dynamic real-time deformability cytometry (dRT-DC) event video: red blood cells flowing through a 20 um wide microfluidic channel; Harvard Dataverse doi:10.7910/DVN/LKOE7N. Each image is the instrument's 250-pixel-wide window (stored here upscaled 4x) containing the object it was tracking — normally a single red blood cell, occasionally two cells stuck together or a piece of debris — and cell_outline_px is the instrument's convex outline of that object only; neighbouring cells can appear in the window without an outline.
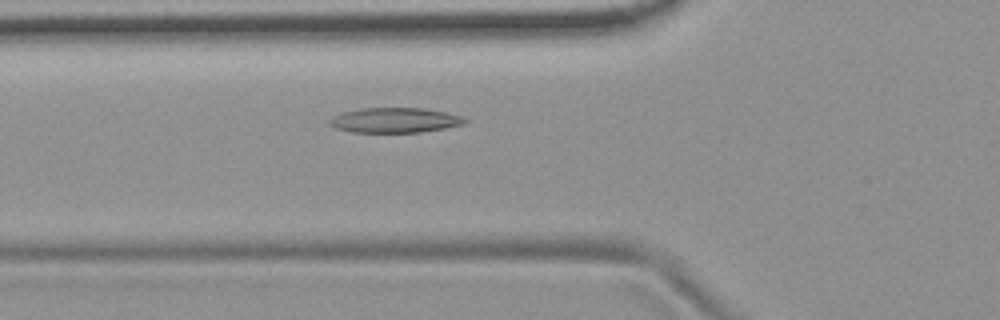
{"species": "common noctule bat (a hibernating species)", "species_latin": "Nyctalus noctula", "temperature_condition": "room temperature", "stored_images_in_passage": 42, "camera_frame_rate_fps": 3000, "um_per_image_px": 0.085, "animal": {"sex": "female", "body_mass_g": 19.9}, "frame": {"image": 1, "passage_image": 7, "time_ms": 2.0, "image_size_px": [1000, 320], "cell_outline_px": [[468, 120], [464, 124], [444, 128], [420, 132], [352, 132], [336, 128], [328, 124], [328, 120], [332, 116], [344, 112], [360, 108], [424, 108], [448, 112], [460, 116]], "centroid_in_image_um": [33.55, 10.21], "position_along_channel_um": 92.3, "area_um2": 19.71}}
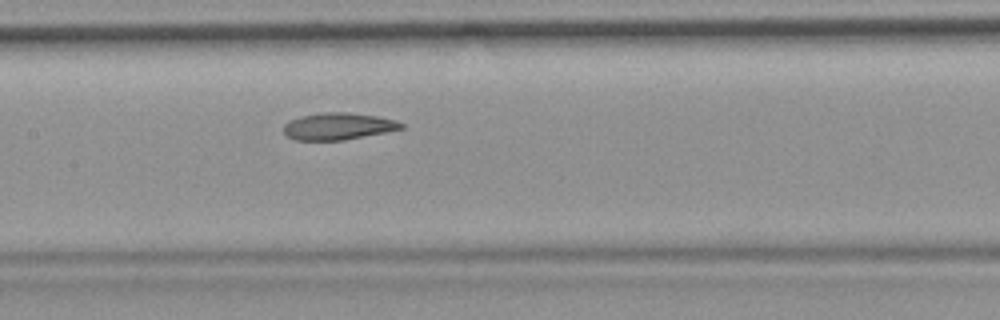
{"frame": {"image": 2, "passage_image": 14, "time_ms": 4.333, "image_size_px": [1000, 320], "cell_outline_px": [[404, 128], [384, 132], [340, 140], [296, 140], [288, 136], [284, 132], [284, 124], [300, 116], [320, 112], [348, 112], [380, 116], [396, 120], [404, 124]], "centroid_in_image_um": [28.76, 10.71], "position_along_channel_um": 178.6, "area_um2": 18.32}}
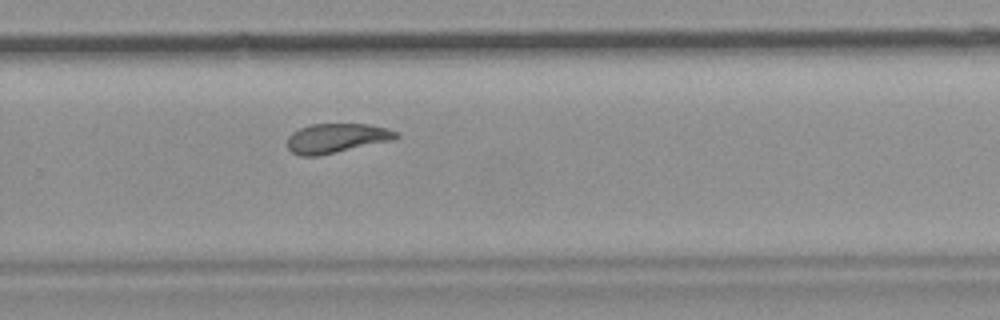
{"frame": {"image": 3, "passage_image": 24, "time_ms": 7.667, "image_size_px": [1000, 320], "cell_outline_px": [[400, 136], [392, 140], [320, 156], [300, 156], [292, 152], [288, 148], [288, 136], [292, 132], [300, 128], [312, 124], [368, 124], [388, 128], [396, 132]], "centroid_in_image_um": [28.59, 11.75], "position_along_channel_um": 301.2, "area_um2": 18.67}, "authors_computed_cell_mechanics": {"area_um2": 19.2763, "velocity_mm_per_s": 3.6903, "shape_relaxation_time_tau1_ms": 6.9796, "shape_relaxation_time_tau2_ms": 2.5831, "deformation_change_tau1": 0.1678, "deformation_change_tau2": 0.0937}}